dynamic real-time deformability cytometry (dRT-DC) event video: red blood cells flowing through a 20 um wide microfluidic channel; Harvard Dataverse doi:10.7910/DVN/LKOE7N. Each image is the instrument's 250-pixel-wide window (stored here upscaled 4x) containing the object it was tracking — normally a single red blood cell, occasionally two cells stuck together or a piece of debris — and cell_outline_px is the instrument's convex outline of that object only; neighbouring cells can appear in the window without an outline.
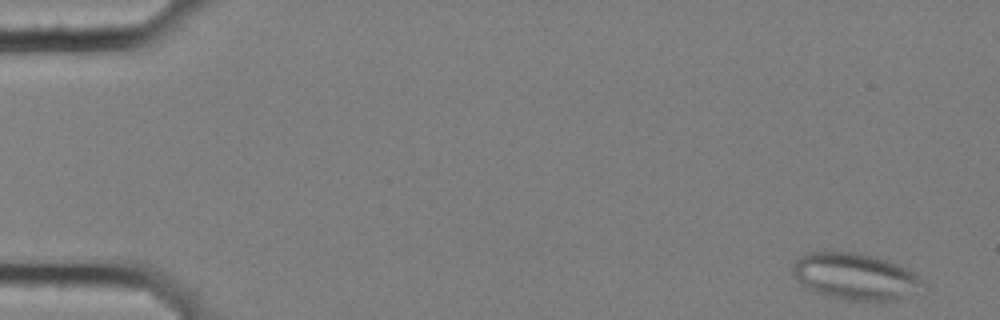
{"species": "common noctule bat (a hibernating species)", "species_latin": "Nyctalus noctula", "temperature_condition": "cold", "stored_images_in_passage": 5, "camera_frame_rate_fps": 3000, "um_per_image_px": 0.085, "animal": {"sex": "female", "body_mass_g": 25.1}, "frame": {"image": 1, "passage_image": 1, "time_ms": 0.0, "image_size_px": [1000, 320], "cell_outline_px": [[928, 288], [900, 300], [844, 300], [824, 296], [804, 288], [800, 284], [792, 272], [792, 264], [800, 256], [808, 252], [856, 252], [876, 256], [888, 260], [920, 276], [928, 284]], "centroid_in_image_um": [72.73, 23.52], "position_along_channel_um": 12.3, "area_um2": 36.13}}